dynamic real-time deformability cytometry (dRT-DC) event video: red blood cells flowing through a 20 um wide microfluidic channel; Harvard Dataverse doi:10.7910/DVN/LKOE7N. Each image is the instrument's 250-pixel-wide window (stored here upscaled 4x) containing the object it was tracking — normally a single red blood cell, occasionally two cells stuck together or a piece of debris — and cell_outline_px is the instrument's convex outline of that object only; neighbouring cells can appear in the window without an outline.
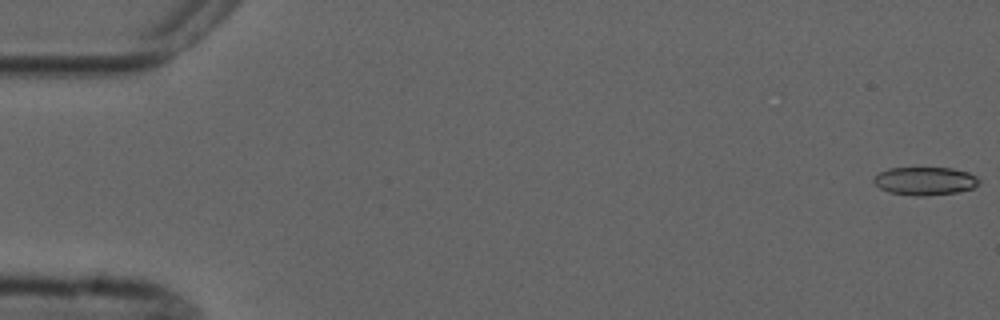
{"species": "common noctule bat (a hibernating species)", "species_latin": "Nyctalus noctula", "temperature_condition": "cold", "stored_images_in_passage": 6, "camera_frame_rate_fps": 3000, "um_per_image_px": 0.085, "animal": {"sex": "male", "forearm_length_mm": 52.5}, "frame": {"image": 1, "passage_image": 1, "time_ms": 0.0, "image_size_px": [1000, 320], "cell_outline_px": [[980, 184], [972, 188], [956, 192], [924, 196], [912, 196], [888, 192], [880, 188], [872, 180], [880, 172], [888, 168], [952, 168], [968, 172], [976, 176], [980, 180]], "centroid_in_image_um": [78.63, 15.39], "position_along_channel_um": 6.4, "area_um2": 17.28}}
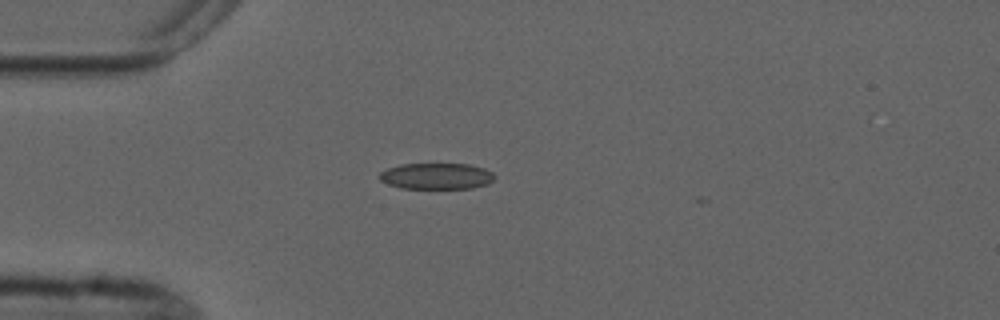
{"frame": {"image": 2, "passage_image": 5, "time_ms": 4.667, "image_size_px": [1000, 320], "cell_outline_px": [[496, 176], [488, 184], [472, 188], [400, 188], [388, 184], [380, 180], [376, 176], [380, 172], [388, 168], [400, 164], [468, 164], [484, 168], [492, 172]], "centroid_in_image_um": [37.08, 14.97], "position_along_channel_um": 47.9, "area_um2": 17.63}}